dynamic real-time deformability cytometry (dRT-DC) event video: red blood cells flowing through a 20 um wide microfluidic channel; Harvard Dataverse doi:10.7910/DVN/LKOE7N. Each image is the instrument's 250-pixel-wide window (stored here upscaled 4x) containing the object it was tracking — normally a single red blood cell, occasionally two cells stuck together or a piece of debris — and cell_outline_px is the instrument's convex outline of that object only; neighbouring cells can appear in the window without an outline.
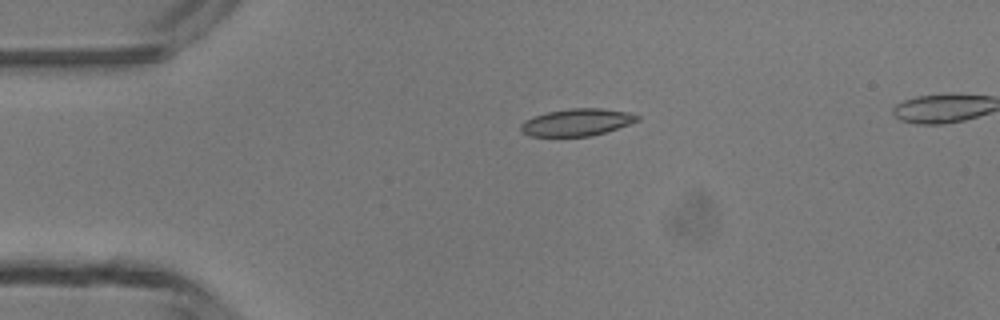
{"species": "common noctule bat (a hibernating species)", "species_latin": "Nyctalus noctula", "temperature_condition": "room temperature", "stored_images_in_passage": 5, "segment_of_instrument_passage": [1, 2], "camera_frame_rate_fps": 3000, "um_per_image_px": 0.085, "animal": {"sex": "male", "body_mass_g": 13.3}, "frame": {"image": 1, "passage_image": 3, "time_ms": 3.0, "image_size_px": [1000, 320], "cell_outline_px": [[640, 120], [592, 136], [528, 136], [520, 132], [520, 124], [524, 120], [548, 112], [572, 108], [600, 108], [628, 112], [640, 116]], "centroid_in_image_um": [49.0, 10.4], "position_along_channel_um": 36.0, "area_um2": 18.32}}